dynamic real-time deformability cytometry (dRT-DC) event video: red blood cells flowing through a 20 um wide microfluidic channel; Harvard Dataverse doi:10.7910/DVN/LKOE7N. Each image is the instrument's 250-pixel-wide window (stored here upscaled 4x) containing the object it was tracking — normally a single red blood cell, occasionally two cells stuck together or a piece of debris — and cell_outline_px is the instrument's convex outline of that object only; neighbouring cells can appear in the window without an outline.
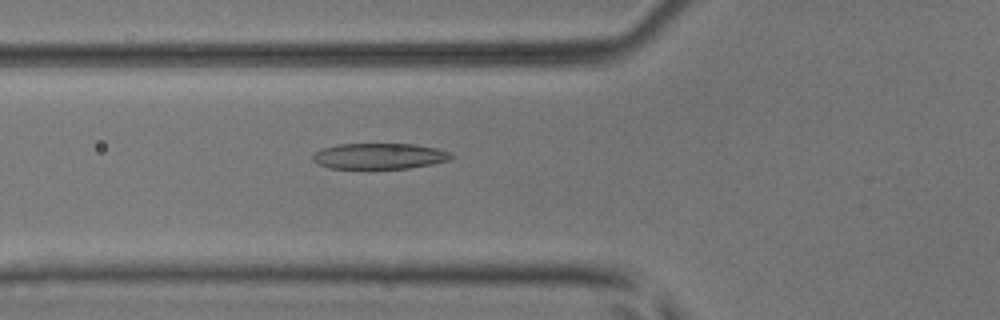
{"species": "common noctule bat (a hibernating species)", "species_latin": "Nyctalus noctula", "temperature_condition": "room temperature", "stored_images_in_passage": 39, "camera_frame_rate_fps": 3000, "um_per_image_px": 0.085, "animal": {"sex": "male", "body_mass_g": 17.9, "forearm_length_mm": 54.2}, "frame": {"image": 1, "passage_image": 8, "time_ms": 2.333, "image_size_px": [1000, 320], "cell_outline_px": [[452, 156], [448, 160], [432, 164], [408, 168], [328, 168], [316, 164], [312, 160], [312, 156], [320, 148], [336, 144], [416, 144], [436, 148], [452, 152]], "centroid_in_image_um": [32.2, 13.26], "position_along_channel_um": 93.6, "area_um2": 20.92}}
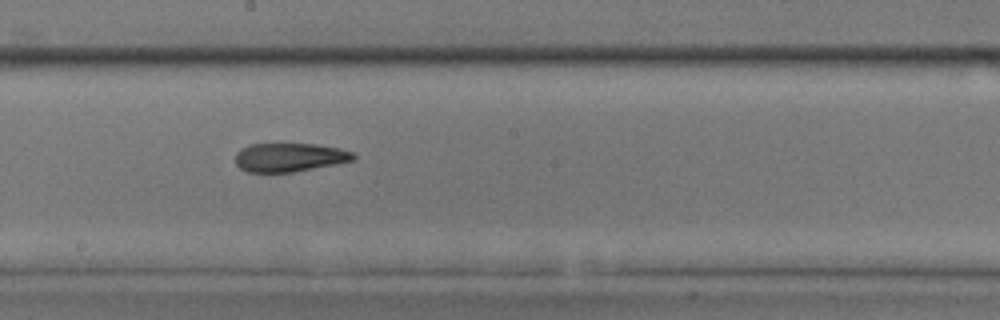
{"frame": {"image": 2, "passage_image": 18, "time_ms": 5.667, "image_size_px": [1000, 320], "cell_outline_px": [[356, 156], [352, 160], [336, 164], [292, 172], [248, 172], [240, 168], [236, 164], [236, 152], [240, 148], [248, 144], [276, 140], [316, 144], [340, 148], [352, 152]], "centroid_in_image_um": [24.54, 13.31], "position_along_channel_um": 223.7, "area_um2": 20.69}}
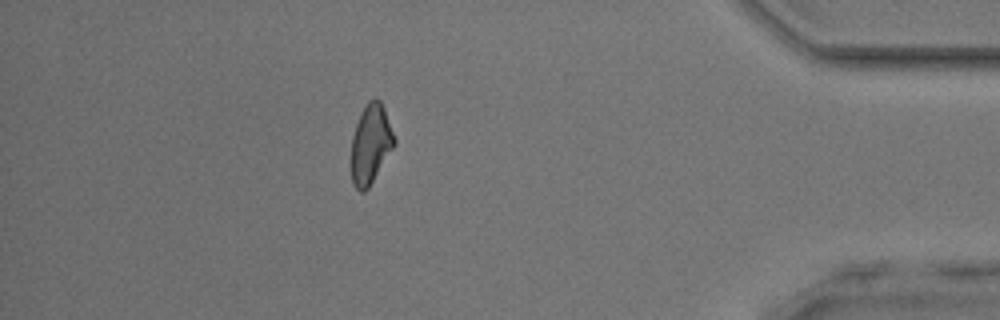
{"frame": {"image": 3, "passage_image": 35, "time_ms": 11.333, "image_size_px": [1000, 320], "cell_outline_px": [[396, 144], [368, 188], [364, 192], [360, 192], [352, 184], [352, 136], [360, 112], [364, 104], [372, 96], [376, 96], [380, 100], [384, 108], [396, 140]], "centroid_in_image_um": [31.51, 12.19], "position_along_channel_um": 403.7, "area_um2": 20.06}}